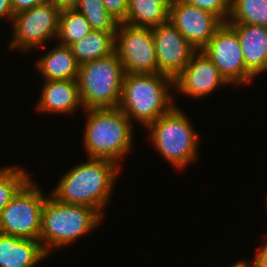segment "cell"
<instances>
[{"instance_id": "obj_20", "label": "cell", "mask_w": 267, "mask_h": 267, "mask_svg": "<svg viewBox=\"0 0 267 267\" xmlns=\"http://www.w3.org/2000/svg\"><path fill=\"white\" fill-rule=\"evenodd\" d=\"M91 31L90 23L75 8L61 9L57 36L61 45L70 46L83 39Z\"/></svg>"}, {"instance_id": "obj_14", "label": "cell", "mask_w": 267, "mask_h": 267, "mask_svg": "<svg viewBox=\"0 0 267 267\" xmlns=\"http://www.w3.org/2000/svg\"><path fill=\"white\" fill-rule=\"evenodd\" d=\"M237 33L246 69L253 75L267 71V27L229 24Z\"/></svg>"}, {"instance_id": "obj_23", "label": "cell", "mask_w": 267, "mask_h": 267, "mask_svg": "<svg viewBox=\"0 0 267 267\" xmlns=\"http://www.w3.org/2000/svg\"><path fill=\"white\" fill-rule=\"evenodd\" d=\"M25 170L17 167L0 169V216L18 190L30 179Z\"/></svg>"}, {"instance_id": "obj_11", "label": "cell", "mask_w": 267, "mask_h": 267, "mask_svg": "<svg viewBox=\"0 0 267 267\" xmlns=\"http://www.w3.org/2000/svg\"><path fill=\"white\" fill-rule=\"evenodd\" d=\"M169 22L196 50H202L223 24L211 12L179 0L170 1Z\"/></svg>"}, {"instance_id": "obj_10", "label": "cell", "mask_w": 267, "mask_h": 267, "mask_svg": "<svg viewBox=\"0 0 267 267\" xmlns=\"http://www.w3.org/2000/svg\"><path fill=\"white\" fill-rule=\"evenodd\" d=\"M229 84H248L254 76L246 69L244 55L236 31L223 23L202 49Z\"/></svg>"}, {"instance_id": "obj_15", "label": "cell", "mask_w": 267, "mask_h": 267, "mask_svg": "<svg viewBox=\"0 0 267 267\" xmlns=\"http://www.w3.org/2000/svg\"><path fill=\"white\" fill-rule=\"evenodd\" d=\"M78 106L82 107L77 80H45L37 110L71 114Z\"/></svg>"}, {"instance_id": "obj_26", "label": "cell", "mask_w": 267, "mask_h": 267, "mask_svg": "<svg viewBox=\"0 0 267 267\" xmlns=\"http://www.w3.org/2000/svg\"><path fill=\"white\" fill-rule=\"evenodd\" d=\"M14 14L49 2V0H10Z\"/></svg>"}, {"instance_id": "obj_5", "label": "cell", "mask_w": 267, "mask_h": 267, "mask_svg": "<svg viewBox=\"0 0 267 267\" xmlns=\"http://www.w3.org/2000/svg\"><path fill=\"white\" fill-rule=\"evenodd\" d=\"M125 70L117 53L79 65L78 88L82 108H117Z\"/></svg>"}, {"instance_id": "obj_27", "label": "cell", "mask_w": 267, "mask_h": 267, "mask_svg": "<svg viewBox=\"0 0 267 267\" xmlns=\"http://www.w3.org/2000/svg\"><path fill=\"white\" fill-rule=\"evenodd\" d=\"M14 15L10 0H0V18L13 20Z\"/></svg>"}, {"instance_id": "obj_6", "label": "cell", "mask_w": 267, "mask_h": 267, "mask_svg": "<svg viewBox=\"0 0 267 267\" xmlns=\"http://www.w3.org/2000/svg\"><path fill=\"white\" fill-rule=\"evenodd\" d=\"M147 128L151 130L148 138H151L155 148L176 168H185L196 159L199 135L177 106L158 117Z\"/></svg>"}, {"instance_id": "obj_30", "label": "cell", "mask_w": 267, "mask_h": 267, "mask_svg": "<svg viewBox=\"0 0 267 267\" xmlns=\"http://www.w3.org/2000/svg\"><path fill=\"white\" fill-rule=\"evenodd\" d=\"M230 267H255V265H254V262L253 261L249 265V264H247L246 261L244 262L242 260V261L237 262V264H234V265H232Z\"/></svg>"}, {"instance_id": "obj_2", "label": "cell", "mask_w": 267, "mask_h": 267, "mask_svg": "<svg viewBox=\"0 0 267 267\" xmlns=\"http://www.w3.org/2000/svg\"><path fill=\"white\" fill-rule=\"evenodd\" d=\"M172 85L174 80L161 73H125L117 108L130 121L134 119L148 127L174 107L168 92Z\"/></svg>"}, {"instance_id": "obj_12", "label": "cell", "mask_w": 267, "mask_h": 267, "mask_svg": "<svg viewBox=\"0 0 267 267\" xmlns=\"http://www.w3.org/2000/svg\"><path fill=\"white\" fill-rule=\"evenodd\" d=\"M151 29L156 49L158 73L174 80L197 50L169 21Z\"/></svg>"}, {"instance_id": "obj_3", "label": "cell", "mask_w": 267, "mask_h": 267, "mask_svg": "<svg viewBox=\"0 0 267 267\" xmlns=\"http://www.w3.org/2000/svg\"><path fill=\"white\" fill-rule=\"evenodd\" d=\"M102 218L103 215L93 208L65 204L53 196H47L43 205L39 236L44 252L49 255L55 248L71 244L96 228Z\"/></svg>"}, {"instance_id": "obj_17", "label": "cell", "mask_w": 267, "mask_h": 267, "mask_svg": "<svg viewBox=\"0 0 267 267\" xmlns=\"http://www.w3.org/2000/svg\"><path fill=\"white\" fill-rule=\"evenodd\" d=\"M37 68L44 80H77L79 64L69 46L59 44L38 59Z\"/></svg>"}, {"instance_id": "obj_21", "label": "cell", "mask_w": 267, "mask_h": 267, "mask_svg": "<svg viewBox=\"0 0 267 267\" xmlns=\"http://www.w3.org/2000/svg\"><path fill=\"white\" fill-rule=\"evenodd\" d=\"M227 23L267 27V0H231Z\"/></svg>"}, {"instance_id": "obj_16", "label": "cell", "mask_w": 267, "mask_h": 267, "mask_svg": "<svg viewBox=\"0 0 267 267\" xmlns=\"http://www.w3.org/2000/svg\"><path fill=\"white\" fill-rule=\"evenodd\" d=\"M47 256L39 240L0 233V267H34Z\"/></svg>"}, {"instance_id": "obj_22", "label": "cell", "mask_w": 267, "mask_h": 267, "mask_svg": "<svg viewBox=\"0 0 267 267\" xmlns=\"http://www.w3.org/2000/svg\"><path fill=\"white\" fill-rule=\"evenodd\" d=\"M75 9L85 16L92 30L117 31L118 23L107 12L101 0H79Z\"/></svg>"}, {"instance_id": "obj_8", "label": "cell", "mask_w": 267, "mask_h": 267, "mask_svg": "<svg viewBox=\"0 0 267 267\" xmlns=\"http://www.w3.org/2000/svg\"><path fill=\"white\" fill-rule=\"evenodd\" d=\"M60 11L58 5L47 2L16 13L12 20L14 35L10 49L22 48L27 52L57 37Z\"/></svg>"}, {"instance_id": "obj_24", "label": "cell", "mask_w": 267, "mask_h": 267, "mask_svg": "<svg viewBox=\"0 0 267 267\" xmlns=\"http://www.w3.org/2000/svg\"><path fill=\"white\" fill-rule=\"evenodd\" d=\"M179 1L209 11L212 14L216 15L223 23H227L230 16L231 0H179Z\"/></svg>"}, {"instance_id": "obj_28", "label": "cell", "mask_w": 267, "mask_h": 267, "mask_svg": "<svg viewBox=\"0 0 267 267\" xmlns=\"http://www.w3.org/2000/svg\"><path fill=\"white\" fill-rule=\"evenodd\" d=\"M255 267H267V242L253 259Z\"/></svg>"}, {"instance_id": "obj_7", "label": "cell", "mask_w": 267, "mask_h": 267, "mask_svg": "<svg viewBox=\"0 0 267 267\" xmlns=\"http://www.w3.org/2000/svg\"><path fill=\"white\" fill-rule=\"evenodd\" d=\"M28 180L13 196L0 216V233L39 240L43 205L46 196Z\"/></svg>"}, {"instance_id": "obj_18", "label": "cell", "mask_w": 267, "mask_h": 267, "mask_svg": "<svg viewBox=\"0 0 267 267\" xmlns=\"http://www.w3.org/2000/svg\"><path fill=\"white\" fill-rule=\"evenodd\" d=\"M171 0H128L124 23L153 28L169 21Z\"/></svg>"}, {"instance_id": "obj_19", "label": "cell", "mask_w": 267, "mask_h": 267, "mask_svg": "<svg viewBox=\"0 0 267 267\" xmlns=\"http://www.w3.org/2000/svg\"><path fill=\"white\" fill-rule=\"evenodd\" d=\"M115 33L92 30L80 41L69 47L76 62L81 65L112 54L115 51Z\"/></svg>"}, {"instance_id": "obj_1", "label": "cell", "mask_w": 267, "mask_h": 267, "mask_svg": "<svg viewBox=\"0 0 267 267\" xmlns=\"http://www.w3.org/2000/svg\"><path fill=\"white\" fill-rule=\"evenodd\" d=\"M118 165L108 159L89 158L68 170L51 196L65 204L88 206L102 215L120 170Z\"/></svg>"}, {"instance_id": "obj_29", "label": "cell", "mask_w": 267, "mask_h": 267, "mask_svg": "<svg viewBox=\"0 0 267 267\" xmlns=\"http://www.w3.org/2000/svg\"><path fill=\"white\" fill-rule=\"evenodd\" d=\"M56 5H58L61 9L64 8H75V6L79 3V0H49Z\"/></svg>"}, {"instance_id": "obj_4", "label": "cell", "mask_w": 267, "mask_h": 267, "mask_svg": "<svg viewBox=\"0 0 267 267\" xmlns=\"http://www.w3.org/2000/svg\"><path fill=\"white\" fill-rule=\"evenodd\" d=\"M84 147L89 158L108 159L118 164L131 149V121L119 108L87 109Z\"/></svg>"}, {"instance_id": "obj_13", "label": "cell", "mask_w": 267, "mask_h": 267, "mask_svg": "<svg viewBox=\"0 0 267 267\" xmlns=\"http://www.w3.org/2000/svg\"><path fill=\"white\" fill-rule=\"evenodd\" d=\"M228 84L203 50H197L174 79V87L193 98L210 94L217 86Z\"/></svg>"}, {"instance_id": "obj_9", "label": "cell", "mask_w": 267, "mask_h": 267, "mask_svg": "<svg viewBox=\"0 0 267 267\" xmlns=\"http://www.w3.org/2000/svg\"><path fill=\"white\" fill-rule=\"evenodd\" d=\"M115 52L125 73H158L151 28L119 23L115 33Z\"/></svg>"}, {"instance_id": "obj_25", "label": "cell", "mask_w": 267, "mask_h": 267, "mask_svg": "<svg viewBox=\"0 0 267 267\" xmlns=\"http://www.w3.org/2000/svg\"><path fill=\"white\" fill-rule=\"evenodd\" d=\"M110 16L119 24L126 20L128 0H101Z\"/></svg>"}]
</instances>
